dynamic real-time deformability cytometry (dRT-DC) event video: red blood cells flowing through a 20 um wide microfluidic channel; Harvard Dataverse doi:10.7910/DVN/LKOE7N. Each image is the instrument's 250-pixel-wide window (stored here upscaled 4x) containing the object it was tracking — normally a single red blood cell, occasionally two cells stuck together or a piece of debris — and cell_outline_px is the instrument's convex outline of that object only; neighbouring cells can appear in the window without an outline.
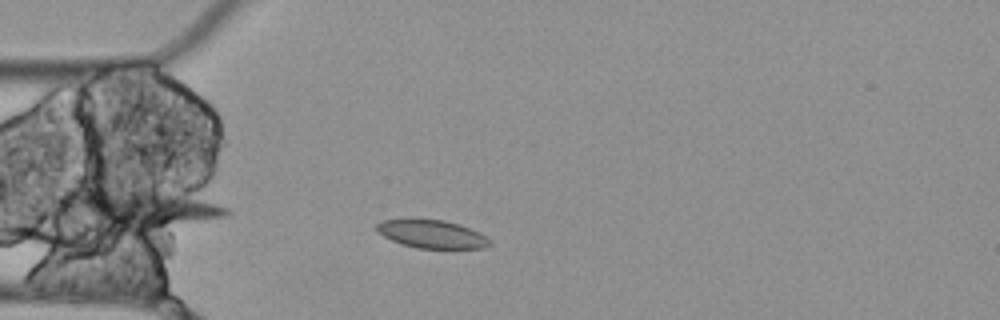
{"species": "Egyptian fruit bat (a non-hibernating species)", "species_latin": "Rousettus aegyptiacus", "temperature_condition": "cold", "stored_images_in_passage": 3, "camera_frame_rate_fps": 3000, "um_per_image_px": 0.085, "animal": {"sex": "female"}, "frame": {"image": 1, "passage_image": 3, "time_ms": 0.667, "image_size_px": [1000, 320], "cell_outline_px": [[492, 244], [484, 248], [416, 248], [400, 244], [376, 232], [376, 224], [384, 220], [412, 216], [444, 220], [460, 224], [492, 240]], "centroid_in_image_um": [36.63, 19.85], "position_along_channel_um": 48.4, "area_um2": 19.13}}